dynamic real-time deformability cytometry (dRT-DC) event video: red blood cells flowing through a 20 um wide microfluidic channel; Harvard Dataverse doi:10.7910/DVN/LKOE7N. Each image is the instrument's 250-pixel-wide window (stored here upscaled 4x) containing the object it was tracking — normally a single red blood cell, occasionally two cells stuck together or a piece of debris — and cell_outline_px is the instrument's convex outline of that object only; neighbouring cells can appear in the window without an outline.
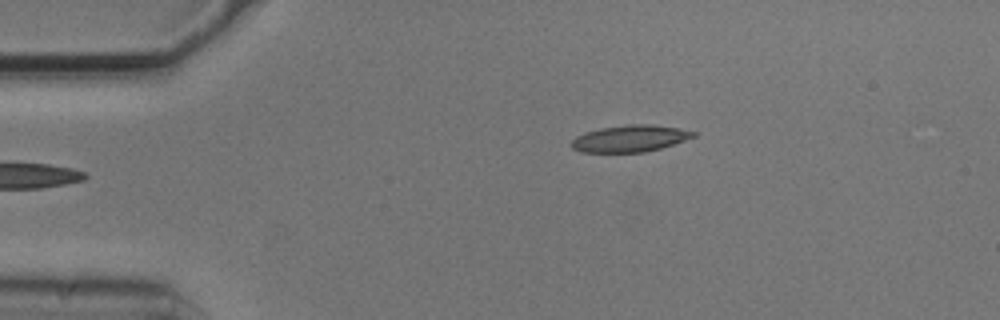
{"species": "common noctule bat (a hibernating species)", "species_latin": "Nyctalus noctula", "temperature_condition": "cold", "stored_images_in_passage": 2, "camera_frame_rate_fps": 3000, "um_per_image_px": 0.085, "animal": {"sex": "male", "body_mass_g": 20.5, "forearm_length_mm": 52.5}, "frame": {"image": 1, "passage_image": 2, "time_ms": 0.333, "image_size_px": [1000, 320], "cell_outline_px": [[696, 136], [660, 148], [644, 152], [580, 152], [572, 148], [568, 144], [576, 136], [584, 132], [600, 128], [628, 124], [652, 124], [676, 128], [696, 132]], "centroid_in_image_um": [53.48, 11.77], "position_along_channel_um": 31.5, "area_um2": 18.96}}